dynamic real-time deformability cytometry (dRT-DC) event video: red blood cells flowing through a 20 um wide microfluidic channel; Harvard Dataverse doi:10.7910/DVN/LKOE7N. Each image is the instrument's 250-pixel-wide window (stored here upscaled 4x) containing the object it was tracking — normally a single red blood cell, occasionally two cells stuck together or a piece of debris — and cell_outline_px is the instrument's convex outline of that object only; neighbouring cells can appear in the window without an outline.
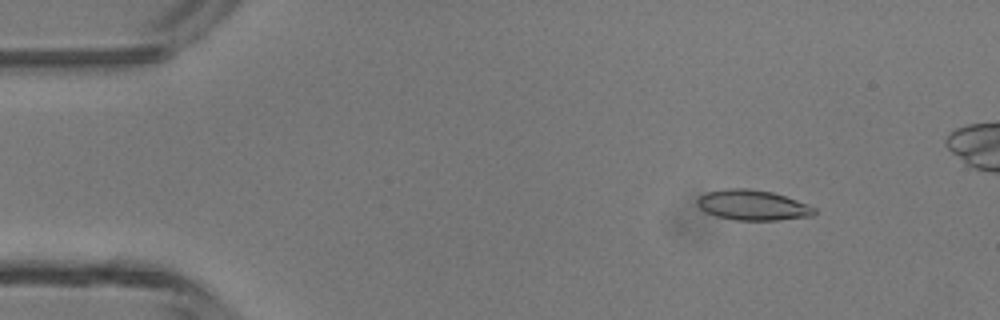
{"species": "common noctule bat (a hibernating species)", "species_latin": "Nyctalus noctula", "temperature_condition": "room temperature", "stored_images_in_passage": 45, "camera_frame_rate_fps": 3000, "um_per_image_px": 0.085, "animal": {"sex": "male", "body_mass_g": 13.3}, "frame": {"image": 1, "passage_image": 6, "time_ms": 1.667, "image_size_px": [1000, 320], "cell_outline_px": [[816, 212], [812, 216], [780, 220], [736, 220], [716, 216], [704, 212], [696, 204], [696, 200], [700, 196], [708, 192], [728, 188], [748, 188], [772, 192], [808, 204], [816, 208]], "centroid_in_image_um": [63.97, 17.44], "position_along_channel_um": 21.0, "area_um2": 20.69}}
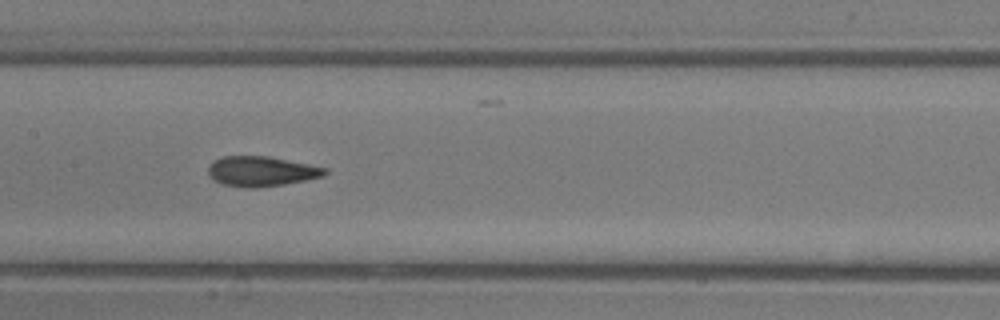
{"frame": {"image": 2, "passage_image": 23, "time_ms": 7.333, "image_size_px": [1000, 320], "cell_outline_px": [[328, 172], [324, 176], [308, 180], [284, 184], [256, 188], [248, 188], [220, 184], [208, 176], [208, 168], [216, 160], [224, 156], [268, 156], [328, 168]], "centroid_in_image_um": [22.24, 14.57], "position_along_channel_um": 185.2, "area_um2": 20.46}}
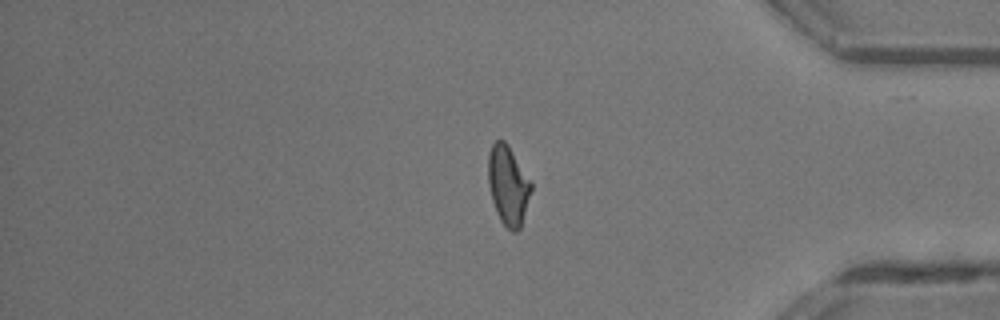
{"frame": {"image": 3, "passage_image": 39, "time_ms": 12.667, "image_size_px": [1000, 320], "cell_outline_px": [[532, 188], [520, 228], [516, 232], [512, 232], [500, 220], [496, 212], [492, 200], [488, 184], [488, 156], [492, 144], [496, 140], [504, 140], [508, 144], [532, 184]], "centroid_in_image_um": [43.17, 15.75], "position_along_channel_um": 392.0, "area_um2": 19.65}}